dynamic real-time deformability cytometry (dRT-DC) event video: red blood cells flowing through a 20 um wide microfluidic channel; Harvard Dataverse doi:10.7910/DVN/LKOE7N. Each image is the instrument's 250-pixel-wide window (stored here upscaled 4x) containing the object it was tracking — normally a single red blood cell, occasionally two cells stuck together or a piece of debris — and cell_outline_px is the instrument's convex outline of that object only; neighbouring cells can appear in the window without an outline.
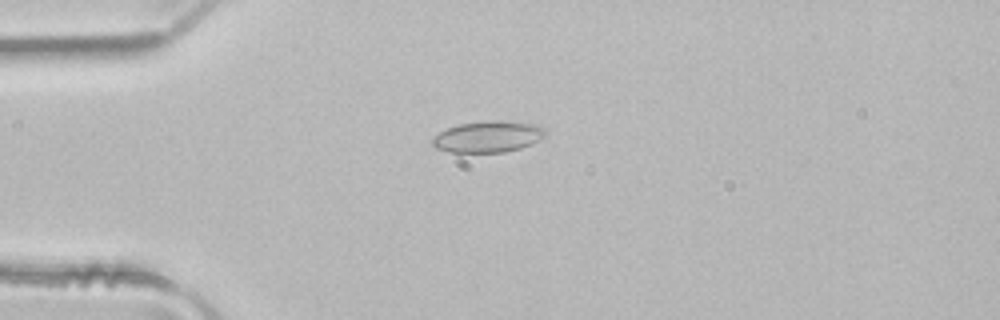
{"species": "common noctule bat (a hibernating species)", "species_latin": "Nyctalus noctula", "temperature_condition": "room temperature", "stored_images_in_passage": 2, "camera_frame_rate_fps": 3000, "um_per_image_px": 0.085, "animal": {"sex": "male", "body_mass_g": 21.5, "forearm_length_mm": 52.0}, "frame": {"image": 1, "passage_image": 1, "time_ms": 0.0, "image_size_px": [1000, 320], "cell_outline_px": [[548, 136], [532, 144], [520, 148], [504, 152], [448, 152], [436, 148], [432, 144], [432, 140], [440, 132], [448, 128], [460, 124], [488, 120], [500, 120], [536, 124], [544, 128], [548, 132]], "centroid_in_image_um": [41.55, 11.61], "position_along_channel_um": 43.4, "area_um2": 20.75}}
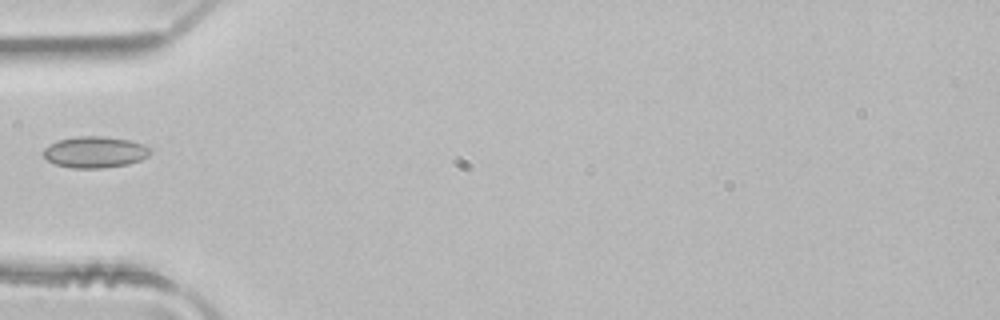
{"frame": {"image": 2, "passage_image": 2, "time_ms": 0.333, "image_size_px": [1000, 320], "cell_outline_px": [[152, 152], [148, 156], [140, 160], [128, 164], [104, 168], [72, 168], [56, 164], [48, 160], [44, 156], [44, 148], [48, 144], [56, 140], [76, 136], [104, 136], [128, 140], [140, 144], [148, 148]], "centroid_in_image_um": [8.03, 12.92], "position_along_channel_um": 77.0, "area_um2": 19.48}}